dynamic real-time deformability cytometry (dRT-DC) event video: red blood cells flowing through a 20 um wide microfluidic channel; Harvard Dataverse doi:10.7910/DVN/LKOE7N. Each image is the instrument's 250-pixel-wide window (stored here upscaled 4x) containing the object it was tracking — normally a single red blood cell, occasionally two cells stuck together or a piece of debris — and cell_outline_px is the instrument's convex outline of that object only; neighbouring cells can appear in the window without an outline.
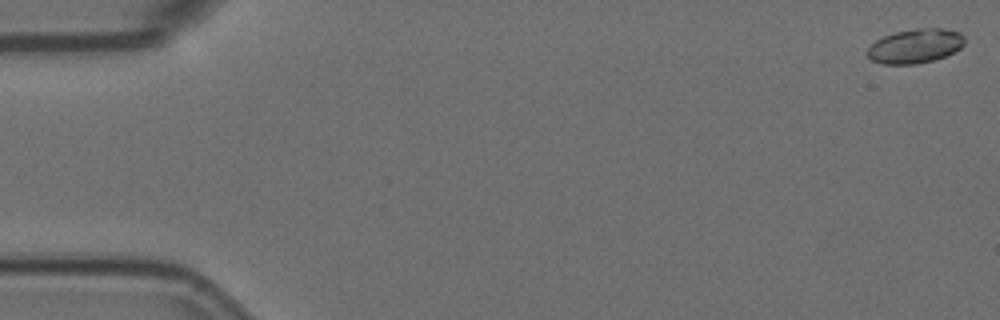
{"species": "Egyptian fruit bat (a non-hibernating species)", "species_latin": "Rousettus aegyptiacus", "temperature_condition": "room temperature", "stored_images_in_passage": 57, "camera_frame_rate_fps": 3000, "um_per_image_px": 0.085, "animal": {"sex": "female"}, "frame": {"image": 1, "passage_image": 1, "time_ms": 0.0, "image_size_px": [1000, 320], "cell_outline_px": [[964, 44], [960, 48], [944, 56], [932, 60], [916, 64], [880, 64], [872, 60], [864, 52], [876, 40], [884, 36], [896, 32], [916, 28], [944, 28], [960, 32], [964, 36]], "centroid_in_image_um": [77.77, 3.91], "position_along_channel_um": 7.2, "area_um2": 19.42}}
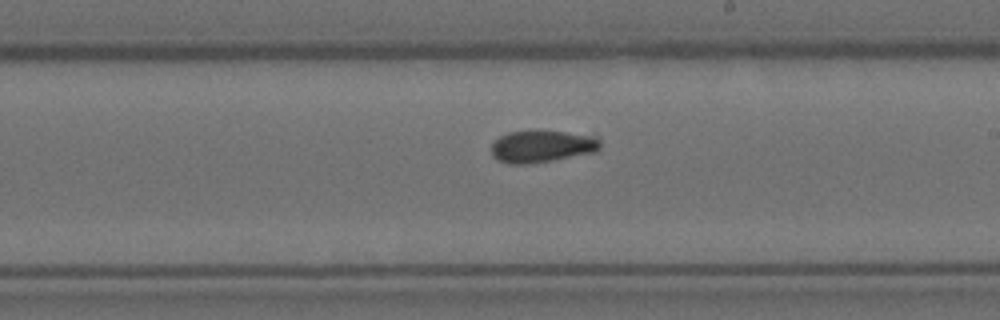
{"frame": {"image": 2, "passage_image": 33, "time_ms": 10.667, "image_size_px": [1000, 320], "cell_outline_px": [[600, 148], [596, 152], [552, 160], [524, 164], [508, 164], [496, 160], [492, 156], [492, 144], [500, 136], [508, 132], [564, 132], [596, 136], [600, 140]], "centroid_in_image_um": [46.06, 12.46], "position_along_channel_um": 242.9, "area_um2": 20.06}}
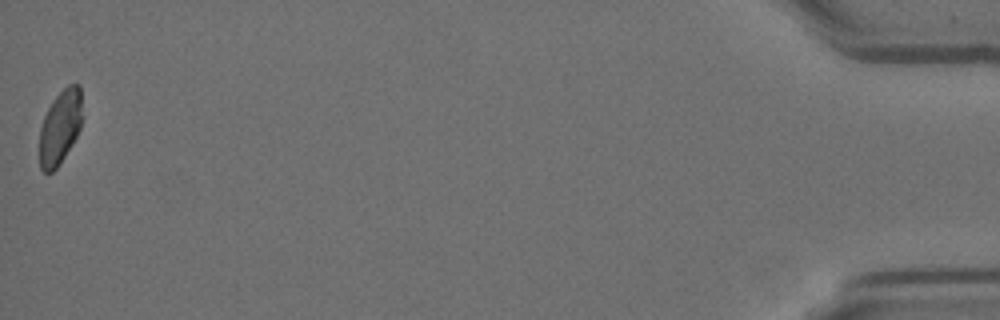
{"frame": {"image": 3, "passage_image": 57, "time_ms": 18.667, "image_size_px": [1000, 320], "cell_outline_px": [[80, 128], [72, 144], [56, 168], [52, 172], [44, 172], [40, 168], [40, 128], [44, 116], [52, 100], [68, 84], [80, 84]], "centroid_in_image_um": [5.08, 10.81], "position_along_channel_um": 430.1, "area_um2": 17.98}, "authors_computed_cell_mechanics": {"area_um2": 19.8832, "velocity_mm_per_s": 3.5749, "shape_relaxation_time_tau1_ms": null, "shape_relaxation_time_tau2_ms": 2.4051, "deformation_change_tau1": null, "deformation_change_tau2": 0.0678}}